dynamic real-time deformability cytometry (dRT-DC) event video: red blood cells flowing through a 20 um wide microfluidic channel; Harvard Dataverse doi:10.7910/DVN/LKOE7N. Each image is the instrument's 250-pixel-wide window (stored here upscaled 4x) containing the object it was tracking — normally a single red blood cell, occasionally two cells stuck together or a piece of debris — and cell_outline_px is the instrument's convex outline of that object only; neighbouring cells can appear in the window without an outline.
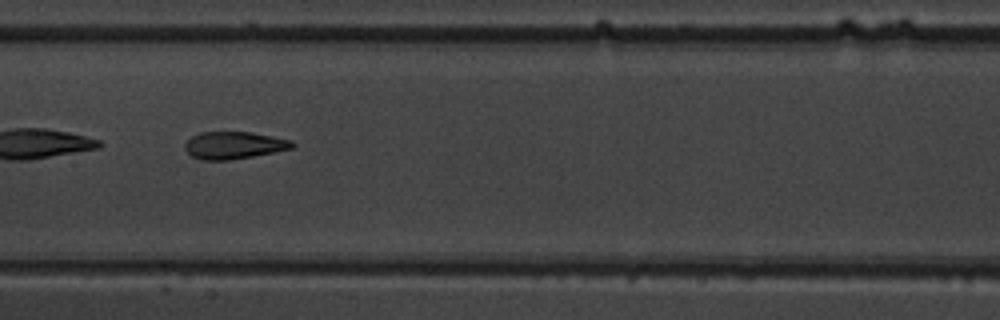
{"species": "common noctule bat (a hibernating species)", "species_latin": "Nyctalus noctula", "temperature_condition": "warm", "stored_images_in_passage": 15, "camera_frame_rate_fps": 3000, "um_per_image_px": 0.085, "animal": {"sex": "male", "body_mass_g": 19.5, "forearm_length_mm": 54.6}, "frame": {"image": 1, "passage_image": 14, "time_ms": 4.333, "image_size_px": [1000, 320], "cell_outline_px": [[296, 144], [292, 148], [252, 156], [228, 160], [200, 160], [192, 156], [184, 148], [184, 144], [192, 136], [200, 132], [252, 132], [292, 140]], "centroid_in_image_um": [19.87, 12.34], "position_along_channel_um": 187.5, "area_um2": 16.99}}